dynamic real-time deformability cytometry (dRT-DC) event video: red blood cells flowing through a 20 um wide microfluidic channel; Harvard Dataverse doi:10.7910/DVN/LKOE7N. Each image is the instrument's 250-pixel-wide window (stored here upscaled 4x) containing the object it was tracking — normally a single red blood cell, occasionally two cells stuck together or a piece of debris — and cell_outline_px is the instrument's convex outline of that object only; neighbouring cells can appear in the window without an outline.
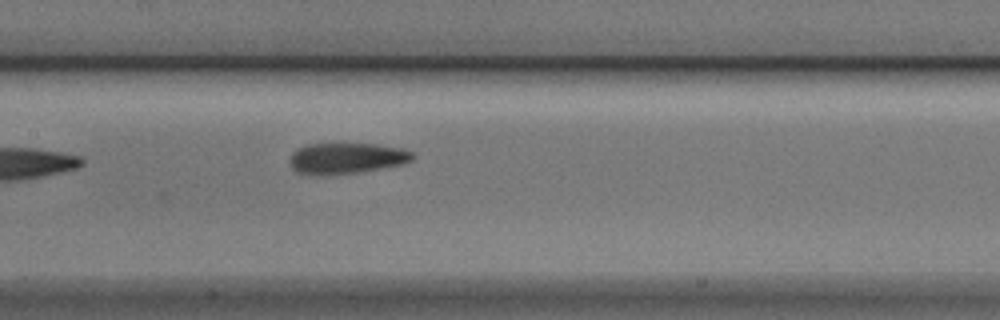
{"species": "Egyptian fruit bat (a non-hibernating species)", "species_latin": "Rousettus aegyptiacus", "temperature_condition": "cold", "stored_images_in_passage": 7, "segment_of_instrument_passage": [1, 2], "camera_frame_rate_fps": 3000, "um_per_image_px": 0.085, "animal": {"sex": "male"}, "frame": {"image": 1, "passage_image": 6, "time_ms": 1.667, "image_size_px": [1000, 320], "cell_outline_px": [[416, 156], [412, 160], [400, 164], [360, 172], [328, 176], [308, 176], [296, 172], [292, 168], [292, 152], [308, 144], [376, 144], [400, 148], [412, 152]], "centroid_in_image_um": [29.43, 13.48], "position_along_channel_um": 178.0, "area_um2": 22.2}}